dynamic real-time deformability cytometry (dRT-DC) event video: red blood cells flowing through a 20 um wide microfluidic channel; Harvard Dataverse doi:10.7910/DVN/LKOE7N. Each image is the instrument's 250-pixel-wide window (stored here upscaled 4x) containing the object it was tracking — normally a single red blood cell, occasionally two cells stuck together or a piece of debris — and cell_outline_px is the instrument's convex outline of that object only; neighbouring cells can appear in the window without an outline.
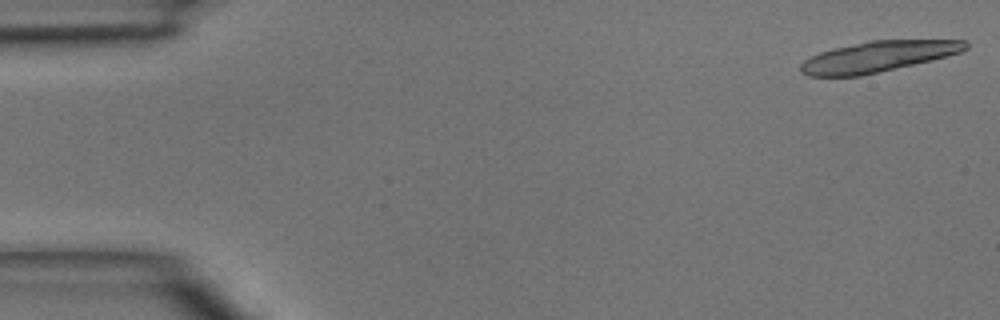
{"species": "common noctule bat (a hibernating species)", "species_latin": "Nyctalus noctula", "temperature_condition": "room temperature", "stored_images_in_passage": 15, "camera_frame_rate_fps": 3000, "um_per_image_px": 0.085, "animal": {"sex": "male", "body_mass_g": 15.6}, "frame": {"image": 1, "passage_image": 1, "time_ms": 0.0, "image_size_px": [1000, 320], "cell_outline_px": [[968, 48], [960, 52], [932, 60], [860, 76], [808, 76], [800, 72], [800, 64], [804, 60], [820, 52], [832, 48], [868, 40], [964, 40], [968, 44]], "centroid_in_image_um": [74.59, 4.81], "position_along_channel_um": 10.4, "area_um2": 29.42}}